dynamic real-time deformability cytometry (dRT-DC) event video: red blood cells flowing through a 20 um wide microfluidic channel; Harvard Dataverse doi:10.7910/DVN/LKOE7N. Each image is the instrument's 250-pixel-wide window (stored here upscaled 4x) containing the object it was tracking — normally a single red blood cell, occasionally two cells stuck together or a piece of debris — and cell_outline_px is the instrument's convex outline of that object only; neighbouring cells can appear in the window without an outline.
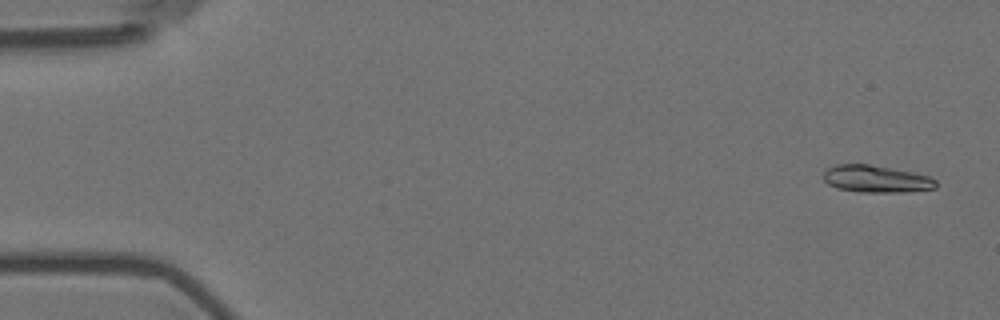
{"species": "Egyptian fruit bat (a non-hibernating species)", "species_latin": "Rousettus aegyptiacus", "temperature_condition": "room temperature", "stored_images_in_passage": 6, "camera_frame_rate_fps": 3000, "um_per_image_px": 0.085, "animal": {"sex": "female"}, "frame": {"image": 1, "passage_image": 1, "time_ms": 0.0, "image_size_px": [1000, 320], "cell_outline_px": [[936, 188], [900, 192], [860, 192], [836, 188], [828, 184], [824, 180], [824, 172], [828, 168], [836, 164], [868, 164], [916, 172], [928, 176], [936, 180]], "centroid_in_image_um": [74.47, 15.2], "position_along_channel_um": 10.5, "area_um2": 17.8}}
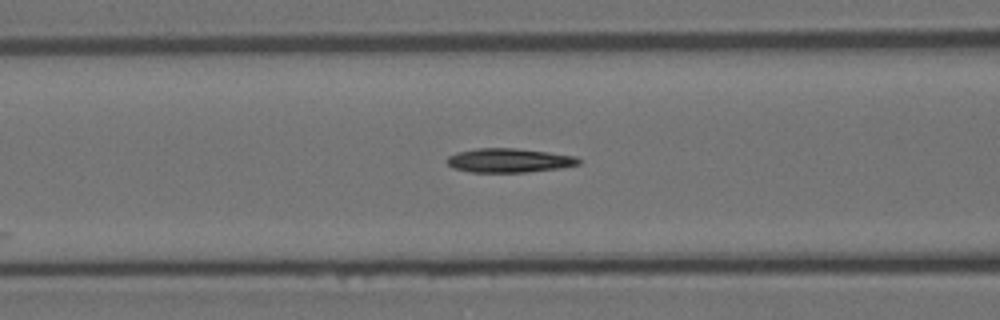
{"frame": {"image": 2, "passage_image": 6, "time_ms": 1.667, "image_size_px": [1000, 320], "cell_outline_px": [[580, 164], [560, 168], [524, 172], [468, 172], [452, 168], [448, 164], [448, 156], [456, 152], [476, 148], [516, 148], [548, 152], [576, 156], [580, 160]], "centroid_in_image_um": [43.25, 13.63], "position_along_channel_um": 123.4, "area_um2": 18.5}}